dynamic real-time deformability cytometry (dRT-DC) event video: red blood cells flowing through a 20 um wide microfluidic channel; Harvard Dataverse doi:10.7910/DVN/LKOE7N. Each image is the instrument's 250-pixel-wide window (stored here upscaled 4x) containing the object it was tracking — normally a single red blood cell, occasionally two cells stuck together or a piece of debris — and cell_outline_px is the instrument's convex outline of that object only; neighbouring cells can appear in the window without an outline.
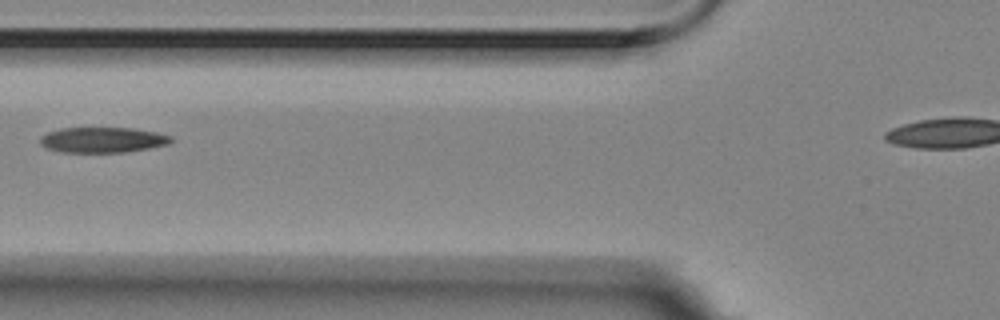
{"species": "Egyptian fruit bat (a non-hibernating species)", "species_latin": "Rousettus aegyptiacus", "temperature_condition": "room temperature", "stored_images_in_passage": 7, "camera_frame_rate_fps": 3000, "um_per_image_px": 0.085, "animal": {"sex": "female"}, "frame": {"image": 1, "passage_image": 2, "time_ms": 0.333, "image_size_px": [1000, 320], "cell_outline_px": [[172, 140], [168, 144], [148, 148], [124, 152], [60, 152], [48, 148], [40, 144], [40, 136], [48, 132], [60, 128], [132, 128], [156, 132], [172, 136]], "centroid_in_image_um": [8.7, 11.88], "position_along_channel_um": 117.1, "area_um2": 19.31}}
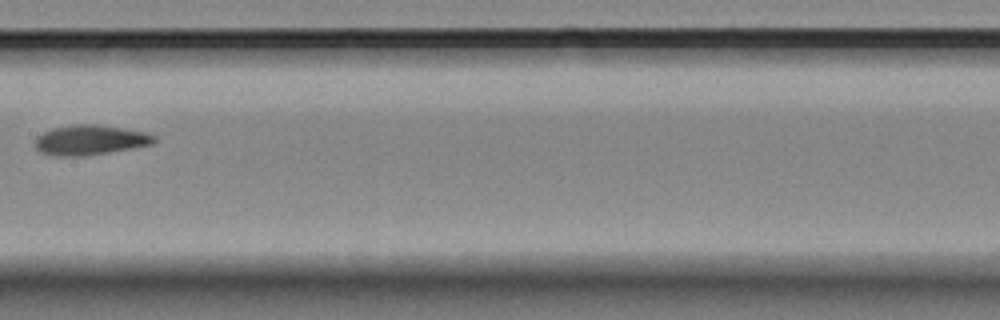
{"frame": {"image": 2, "passage_image": 4, "time_ms": 1.0, "image_size_px": [1000, 320], "cell_outline_px": [[156, 140], [152, 144], [132, 148], [84, 156], [52, 156], [40, 152], [36, 148], [36, 136], [52, 128], [72, 124], [96, 124], [148, 132], [156, 136]], "centroid_in_image_um": [7.65, 11.89], "position_along_channel_um": 199.7, "area_um2": 20.87}}
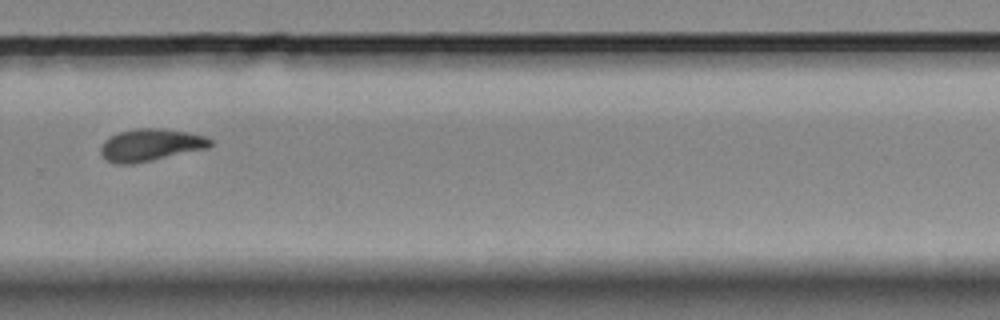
{"frame": {"image": 3, "passage_image": 7, "time_ms": 2.0, "image_size_px": [1000, 320], "cell_outline_px": [[212, 144], [208, 148], [152, 160], [132, 164], [116, 164], [108, 160], [100, 152], [100, 144], [104, 140], [120, 132], [132, 128], [160, 128], [184, 132], [204, 136], [212, 140]], "centroid_in_image_um": [12.77, 12.32], "position_along_channel_um": 317.0, "area_um2": 20.4}}